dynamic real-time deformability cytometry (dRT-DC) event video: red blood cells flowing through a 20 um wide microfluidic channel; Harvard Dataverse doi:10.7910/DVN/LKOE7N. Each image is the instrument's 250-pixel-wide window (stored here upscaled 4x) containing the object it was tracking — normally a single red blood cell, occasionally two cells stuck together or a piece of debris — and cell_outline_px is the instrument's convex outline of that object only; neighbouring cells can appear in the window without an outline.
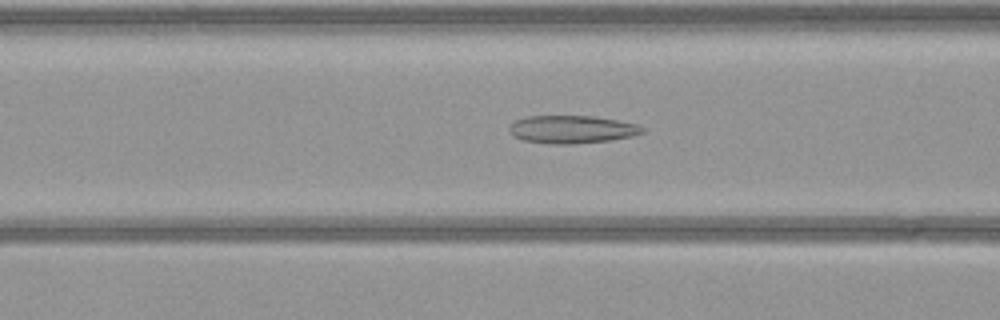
{"species": "common noctule bat (a hibernating species)", "species_latin": "Nyctalus noctula", "temperature_condition": "warm", "stored_images_in_passage": 50, "camera_frame_rate_fps": 3000, "um_per_image_px": 0.085, "animal": {"sex": "female", "body_mass_g": 21.9}, "frame": {"image": 1, "passage_image": 19, "time_ms": 6.0, "image_size_px": [1000, 320], "cell_outline_px": [[644, 132], [632, 136], [608, 140], [572, 144], [552, 144], [524, 140], [512, 136], [508, 132], [508, 128], [516, 120], [528, 116], [592, 116], [616, 120], [636, 124], [644, 128]], "centroid_in_image_um": [48.57, 11.0], "position_along_channel_um": 118.0, "area_um2": 21.44}}
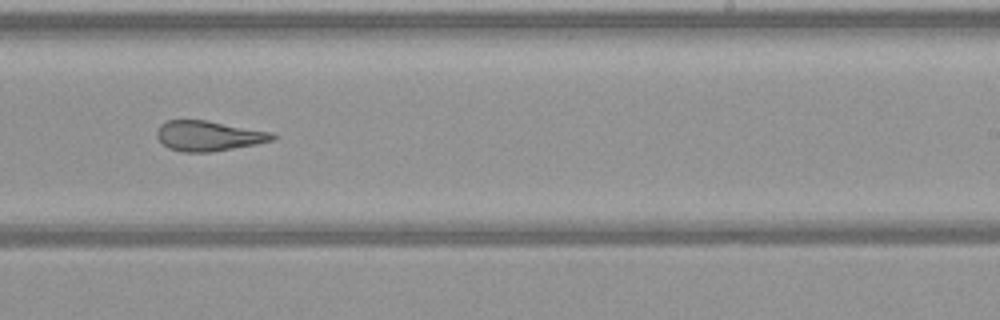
{"frame": {"image": 2, "passage_image": 31, "time_ms": 10.0, "image_size_px": [1000, 320], "cell_outline_px": [[276, 140], [256, 144], [212, 152], [184, 152], [168, 148], [156, 136], [156, 132], [160, 124], [168, 120], [208, 120], [272, 132], [276, 136]], "centroid_in_image_um": [17.74, 11.54], "position_along_channel_um": 271.3, "area_um2": 20.4}}
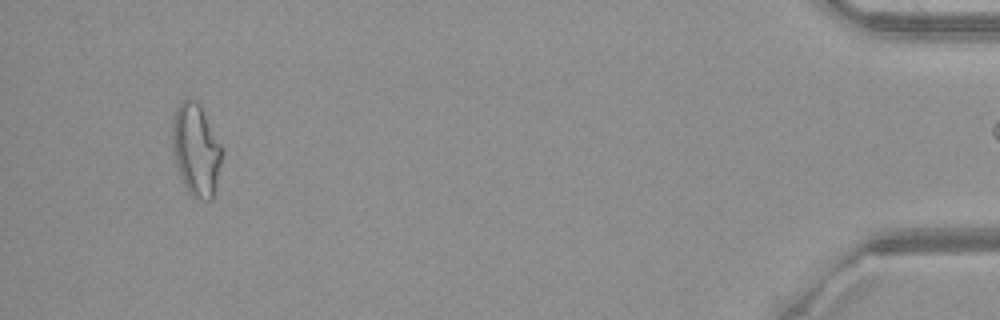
{"frame": {"image": 3, "passage_image": 49, "time_ms": 16.0, "image_size_px": [1000, 320], "cell_outline_px": [[224, 152], [212, 200], [200, 200], [192, 196], [188, 192], [180, 176], [172, 152], [172, 124], [176, 108], [184, 96], [188, 96], [196, 100], [200, 104]], "centroid_in_image_um": [16.65, 12.7], "position_along_channel_um": 418.5, "area_um2": 26.93}}